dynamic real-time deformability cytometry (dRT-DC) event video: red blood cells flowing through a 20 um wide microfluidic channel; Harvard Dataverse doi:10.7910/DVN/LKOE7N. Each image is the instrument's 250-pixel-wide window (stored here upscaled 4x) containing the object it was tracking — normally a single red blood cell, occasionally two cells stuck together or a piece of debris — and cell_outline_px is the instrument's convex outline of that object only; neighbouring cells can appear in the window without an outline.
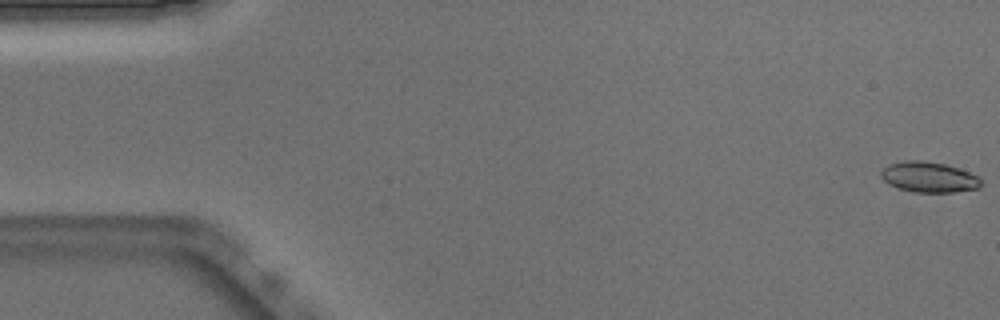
{"species": "Egyptian fruit bat (a non-hibernating species)", "species_latin": "Rousettus aegyptiacus", "temperature_condition": "warm", "stored_images_in_passage": 53, "camera_frame_rate_fps": 3000, "um_per_image_px": 0.085, "animal": {"sex": "male"}, "frame": {"image": 1, "passage_image": 1, "time_ms": 0.0, "image_size_px": [1000, 320], "cell_outline_px": [[980, 188], [956, 192], [912, 192], [888, 184], [880, 176], [880, 172], [888, 164], [904, 160], [924, 160], [944, 164], [980, 176]], "centroid_in_image_um": [78.94, 15.05], "position_along_channel_um": 6.1, "area_um2": 17.8}}
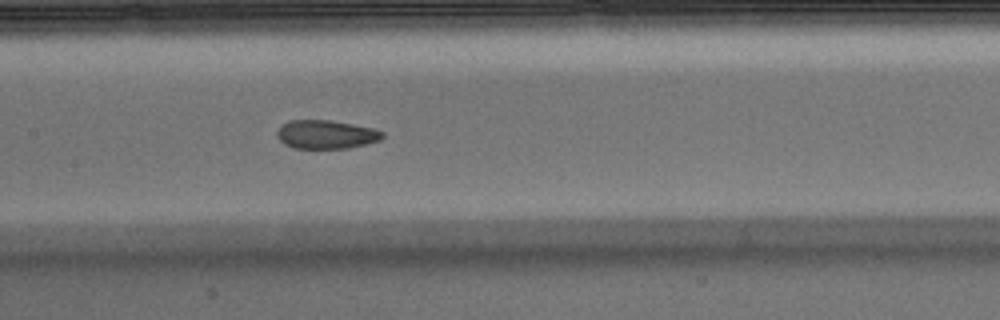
{"frame": {"image": 2, "passage_image": 25, "time_ms": 8.0, "image_size_px": [1000, 320], "cell_outline_px": [[384, 136], [380, 140], [348, 148], [296, 148], [284, 144], [276, 136], [276, 132], [280, 124], [288, 120], [328, 120], [352, 124], [372, 128], [384, 132]], "centroid_in_image_um": [27.67, 11.42], "position_along_channel_um": 179.7, "area_um2": 17.57}}
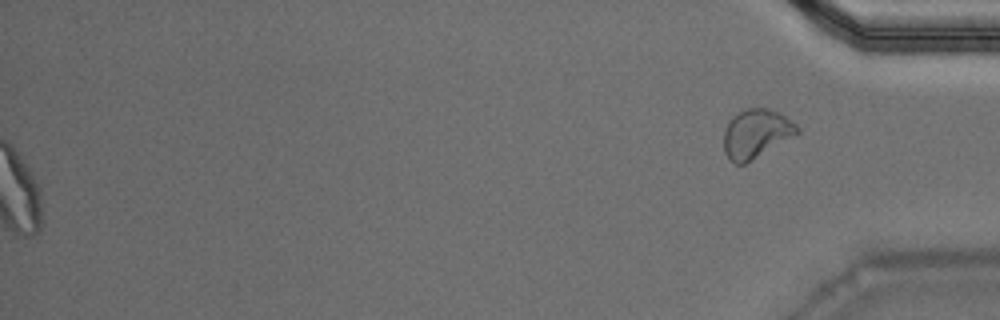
{"frame": {"image": 3, "passage_image": 53, "time_ms": 17.333, "image_size_px": [1000, 320], "cell_outline_px": [[800, 132], [744, 164], [736, 164], [728, 160], [724, 152], [724, 128], [732, 116], [744, 108], [768, 108], [780, 112], [796, 124], [800, 128]], "centroid_in_image_um": [64.24, 11.34], "position_along_channel_um": 371.0, "area_um2": 20.92}, "authors_computed_cell_mechanics": {"area_um2": 18.4382, "velocity_mm_per_s": 3.8943, "shape_relaxation_time_tau1_ms": 8.066, "shape_relaxation_time_tau2_ms": 1.3674, "deformation_change_tau1": 0.161, "deformation_change_tau2": 0.0604}}